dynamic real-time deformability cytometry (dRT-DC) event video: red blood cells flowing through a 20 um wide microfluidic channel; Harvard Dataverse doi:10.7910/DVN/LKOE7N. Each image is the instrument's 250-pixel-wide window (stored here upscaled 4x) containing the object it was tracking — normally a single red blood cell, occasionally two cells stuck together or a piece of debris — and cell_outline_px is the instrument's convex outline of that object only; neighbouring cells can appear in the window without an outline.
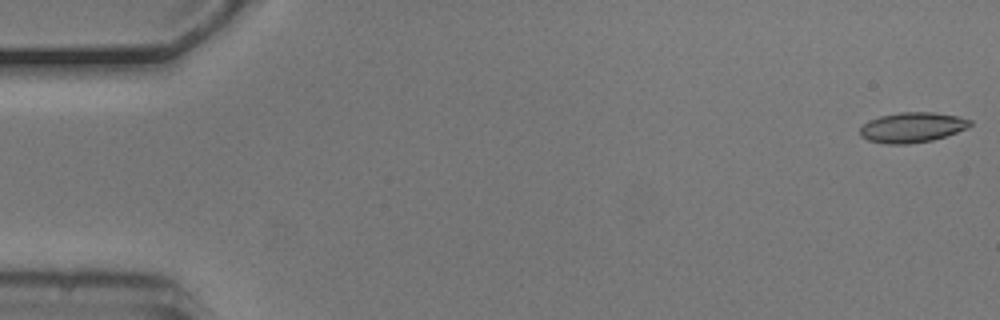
{"species": "common noctule bat (a hibernating species)", "species_latin": "Nyctalus noctula", "temperature_condition": "cold", "stored_images_in_passage": 15, "camera_frame_rate_fps": 3000, "um_per_image_px": 0.085, "animal": {"sex": "male", "body_mass_g": 20.5, "forearm_length_mm": 52.5}, "frame": {"image": 1, "passage_image": 1, "time_ms": 0.0, "image_size_px": [1000, 320], "cell_outline_px": [[972, 124], [968, 128], [932, 140], [908, 144], [884, 144], [868, 140], [860, 136], [860, 128], [868, 120], [880, 116], [900, 112], [932, 112], [960, 116], [972, 120]], "centroid_in_image_um": [77.54, 10.82], "position_along_channel_um": 7.5, "area_um2": 19.42}}
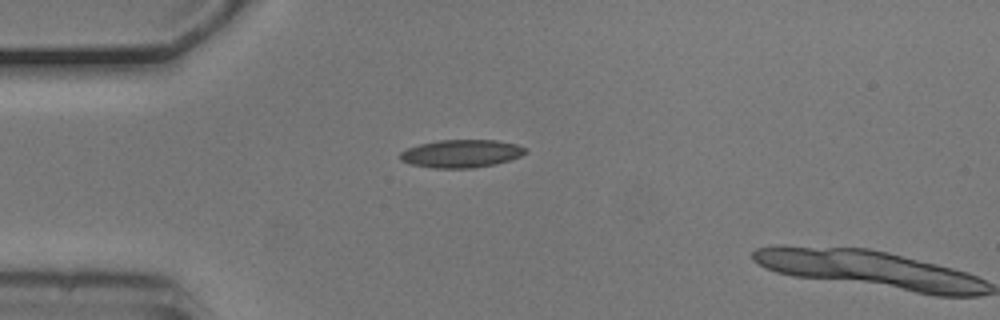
{"frame": {"image": 2, "passage_image": 14, "time_ms": 4.333, "image_size_px": [1000, 320], "cell_outline_px": [[528, 152], [520, 156], [496, 164], [472, 168], [432, 168], [412, 164], [400, 160], [400, 152], [408, 148], [420, 144], [440, 140], [496, 140], [516, 144], [528, 148]], "centroid_in_image_um": [39.24, 13.05], "position_along_channel_um": 45.8, "area_um2": 20.35}}